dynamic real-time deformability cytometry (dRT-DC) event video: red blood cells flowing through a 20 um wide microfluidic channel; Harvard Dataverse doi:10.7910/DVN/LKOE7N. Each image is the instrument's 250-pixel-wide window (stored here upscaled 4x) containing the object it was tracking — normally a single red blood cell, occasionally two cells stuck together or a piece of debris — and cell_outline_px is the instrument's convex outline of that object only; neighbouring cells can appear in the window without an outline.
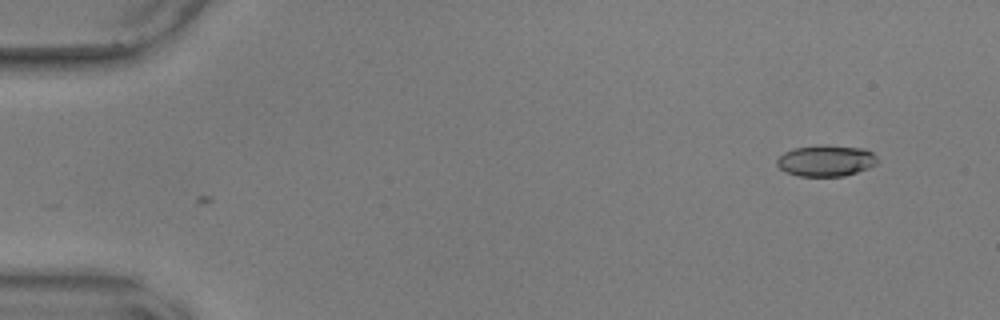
{"species": "common noctule bat (a hibernating species)", "species_latin": "Nyctalus noctula", "temperature_condition": "warm", "stored_images_in_passage": 53, "camera_frame_rate_fps": 3000, "um_per_image_px": 0.085, "animal": {"sex": "male", "body_mass_g": 17.9, "forearm_length_mm": 54.2}, "frame": {"image": 1, "passage_image": 1, "time_ms": 0.0, "image_size_px": [1000, 320], "cell_outline_px": [[876, 164], [868, 168], [844, 176], [800, 176], [788, 172], [780, 168], [776, 164], [776, 160], [784, 152], [792, 148], [816, 144], [824, 144], [864, 148], [872, 152], [876, 156]], "centroid_in_image_um": [70.19, 13.63], "position_along_channel_um": 14.8, "area_um2": 18.44}}
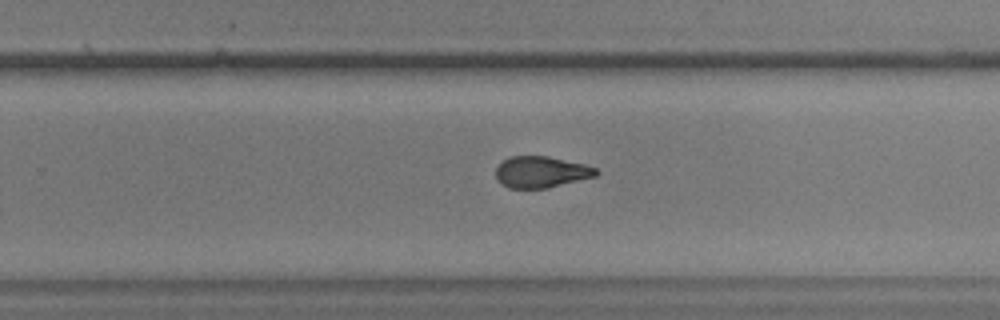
{"frame": {"image": 2, "passage_image": 33, "time_ms": 10.667, "image_size_px": [1000, 320], "cell_outline_px": [[600, 172], [596, 176], [548, 188], [508, 188], [500, 184], [496, 180], [496, 168], [508, 156], [548, 156], [584, 164], [596, 168]], "centroid_in_image_um": [45.98, 14.62], "position_along_channel_um": 283.8, "area_um2": 18.44}}
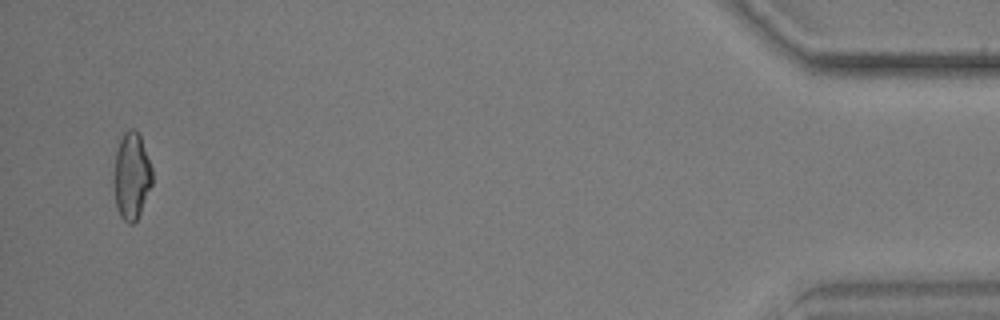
{"frame": {"image": 3, "passage_image": 51, "time_ms": 16.667, "image_size_px": [1000, 320], "cell_outline_px": [[152, 184], [140, 212], [136, 220], [132, 224], [128, 224], [120, 216], [116, 204], [112, 180], [112, 172], [116, 152], [120, 140], [124, 132], [128, 128], [136, 128], [140, 136], [152, 168]], "centroid_in_image_um": [11.15, 14.94], "position_along_channel_um": 424.0, "area_um2": 19.65}, "authors_computed_cell_mechanics": {"area_um2": 19.363, "velocity_mm_per_s": 3.6292, "shape_relaxation_time_tau1_ms": 5.7603, "shape_relaxation_time_tau2_ms": 2.6944, "deformation_change_tau1": 0.1846, "deformation_change_tau2": 0.096}}